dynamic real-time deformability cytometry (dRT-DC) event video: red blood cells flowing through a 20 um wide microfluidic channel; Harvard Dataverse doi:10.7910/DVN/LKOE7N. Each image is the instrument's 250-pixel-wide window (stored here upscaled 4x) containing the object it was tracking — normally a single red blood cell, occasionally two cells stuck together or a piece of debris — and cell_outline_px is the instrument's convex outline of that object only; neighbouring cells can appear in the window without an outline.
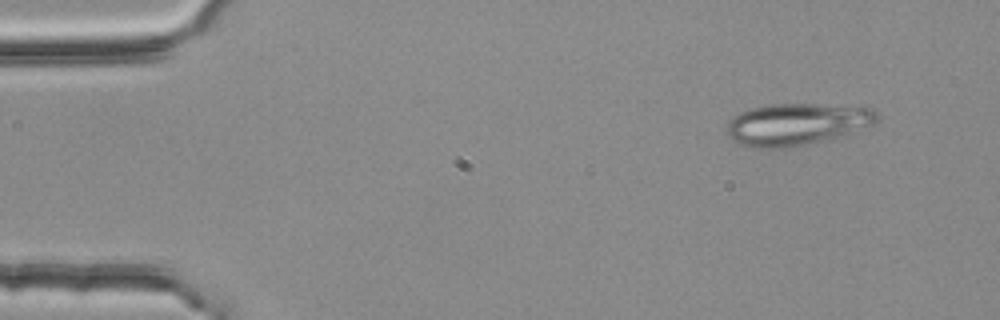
{"species": "common noctule bat (a hibernating species)", "species_latin": "Nyctalus noctula", "temperature_condition": "room temperature", "stored_images_in_passage": 3, "camera_frame_rate_fps": 3000, "um_per_image_px": 0.085, "animal": {"sex": "female", "body_mass_g": 25.1}, "frame": {"image": 1, "passage_image": 1, "time_ms": 0.0, "image_size_px": [1000, 320], "cell_outline_px": [[880, 116], [876, 124], [836, 140], [788, 148], [756, 148], [740, 144], [732, 140], [728, 132], [728, 120], [740, 112], [752, 108], [768, 104], [812, 104], [872, 108]], "centroid_in_image_um": [67.81, 10.59], "position_along_channel_um": 17.2, "area_um2": 37.45}}